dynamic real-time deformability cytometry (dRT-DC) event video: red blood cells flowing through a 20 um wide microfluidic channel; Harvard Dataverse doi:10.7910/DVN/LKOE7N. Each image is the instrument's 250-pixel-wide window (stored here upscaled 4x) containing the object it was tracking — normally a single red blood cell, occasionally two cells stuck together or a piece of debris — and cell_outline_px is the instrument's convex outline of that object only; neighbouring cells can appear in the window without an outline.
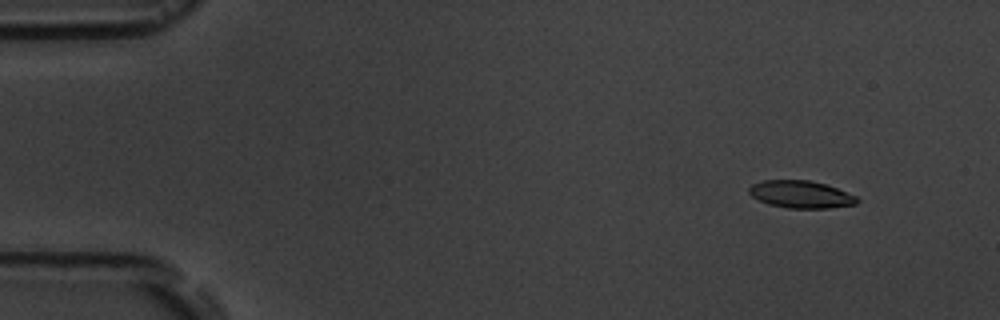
{"species": "common noctule bat (a hibernating species)", "species_latin": "Nyctalus noctula", "temperature_condition": "room temperature", "stored_images_in_passage": 4, "camera_frame_rate_fps": 3000, "um_per_image_px": 0.085, "animal": {"sex": "male", "body_mass_g": 19.5, "forearm_length_mm": 54.6}, "frame": {"image": 1, "passage_image": 2, "time_ms": 1.0, "image_size_px": [1000, 320], "cell_outline_px": [[860, 200], [856, 204], [828, 208], [788, 208], [768, 204], [752, 196], [748, 192], [748, 188], [752, 184], [764, 180], [808, 180], [824, 184], [836, 188], [856, 196]], "centroid_in_image_um": [68.06, 16.52], "position_along_channel_um": 16.9, "area_um2": 17.11}}
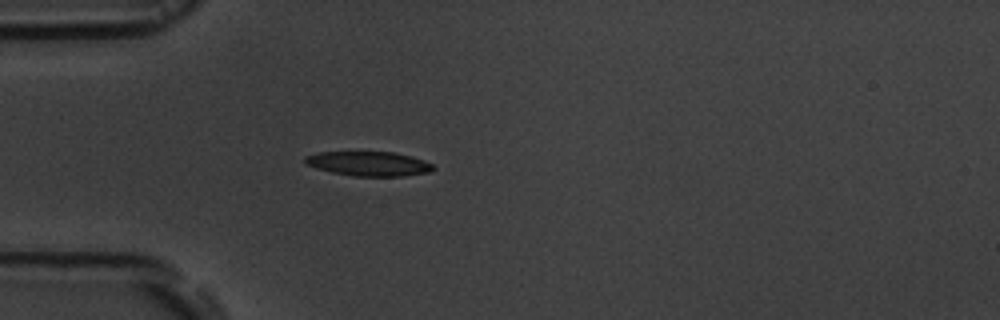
{"frame": {"image": 2, "passage_image": 4, "time_ms": 4.667, "image_size_px": [1000, 320], "cell_outline_px": [[436, 168], [428, 172], [404, 176], [352, 176], [332, 172], [316, 168], [304, 164], [304, 156], [316, 152], [392, 152], [424, 160], [432, 164]], "centroid_in_image_um": [31.29, 13.91], "position_along_channel_um": 53.7, "area_um2": 18.26}}